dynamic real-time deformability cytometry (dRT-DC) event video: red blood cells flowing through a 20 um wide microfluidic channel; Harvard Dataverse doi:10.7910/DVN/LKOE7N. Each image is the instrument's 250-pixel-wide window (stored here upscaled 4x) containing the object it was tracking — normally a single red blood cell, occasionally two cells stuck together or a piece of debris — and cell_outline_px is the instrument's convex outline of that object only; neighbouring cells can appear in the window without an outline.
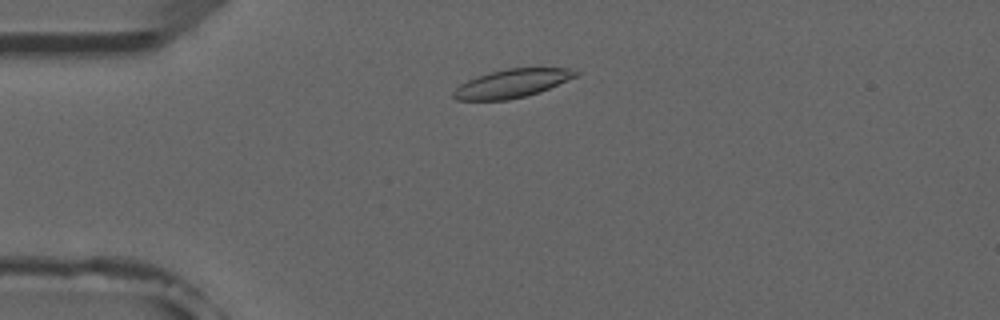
{"species": "common noctule bat (a hibernating species)", "species_latin": "Nyctalus noctula", "temperature_condition": "room temperature", "stored_images_in_passage": 3, "camera_frame_rate_fps": 3000, "um_per_image_px": 0.085, "animal": {"sex": "male", "forearm_length_mm": 52.5}, "frame": {"image": 1, "passage_image": 3, "time_ms": 2.333, "image_size_px": [1000, 320], "cell_outline_px": [[580, 76], [540, 92], [508, 100], [456, 100], [452, 96], [452, 92], [460, 84], [468, 80], [488, 72], [508, 68], [568, 68], [580, 72]], "centroid_in_image_um": [43.55, 7.09], "position_along_channel_um": 41.4, "area_um2": 20.4}}